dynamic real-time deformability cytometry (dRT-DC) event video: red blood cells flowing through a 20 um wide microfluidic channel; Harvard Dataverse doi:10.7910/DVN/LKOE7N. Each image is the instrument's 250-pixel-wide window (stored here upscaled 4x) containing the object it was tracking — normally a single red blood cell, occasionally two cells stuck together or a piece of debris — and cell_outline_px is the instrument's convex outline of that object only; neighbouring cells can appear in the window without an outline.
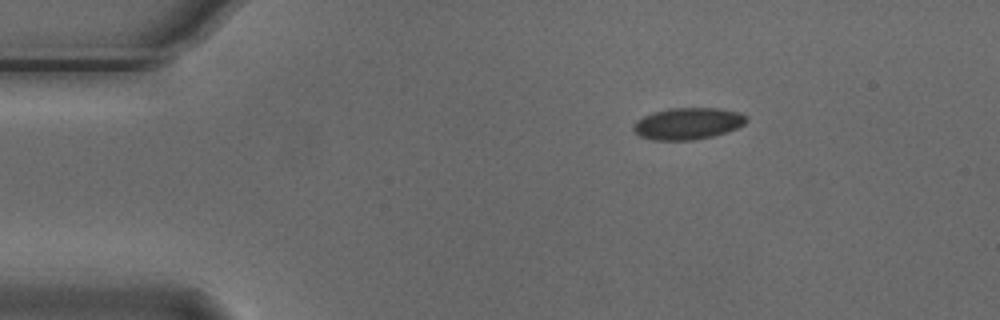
{"species": "Egyptian fruit bat (a non-hibernating species)", "species_latin": "Rousettus aegyptiacus", "temperature_condition": "cold", "stored_images_in_passage": 3, "segment_of_instrument_passage": [1, 2], "camera_frame_rate_fps": 3000, "um_per_image_px": 0.085, "animal": {"sex": "male"}, "frame": {"image": 1, "passage_image": 1, "time_ms": 0.0, "image_size_px": [1000, 320], "cell_outline_px": [[748, 120], [744, 124], [736, 128], [712, 136], [692, 140], [652, 140], [640, 136], [632, 128], [632, 124], [636, 120], [644, 116], [668, 108], [720, 108], [740, 112], [748, 116]], "centroid_in_image_um": [58.47, 10.49], "position_along_channel_um": 26.5, "area_um2": 20.87}}